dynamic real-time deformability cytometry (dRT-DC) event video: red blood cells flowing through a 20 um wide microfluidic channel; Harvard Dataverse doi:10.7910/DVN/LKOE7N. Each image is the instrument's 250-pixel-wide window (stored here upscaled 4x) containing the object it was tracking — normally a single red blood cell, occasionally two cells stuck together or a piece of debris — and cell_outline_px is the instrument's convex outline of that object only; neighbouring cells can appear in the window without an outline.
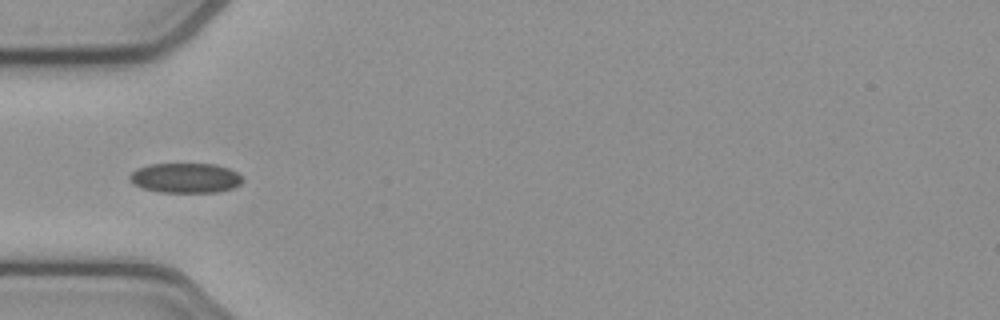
{"species": "common noctule bat (a hibernating species)", "species_latin": "Nyctalus noctula", "temperature_condition": "cold", "stored_images_in_passage": 37, "camera_frame_rate_fps": 3000, "um_per_image_px": 0.085, "animal": {"sex": "female", "body_mass_g": 21.9}, "frame": {"image": 1, "passage_image": 1, "time_ms": 0.0, "image_size_px": [1000, 320], "cell_outline_px": [[244, 180], [240, 184], [232, 188], [216, 192], [160, 192], [140, 188], [132, 184], [128, 180], [128, 176], [136, 168], [148, 164], [216, 164], [228, 168], [236, 172]], "centroid_in_image_um": [15.7, 15.12], "position_along_channel_um": 69.3, "area_um2": 19.83}}
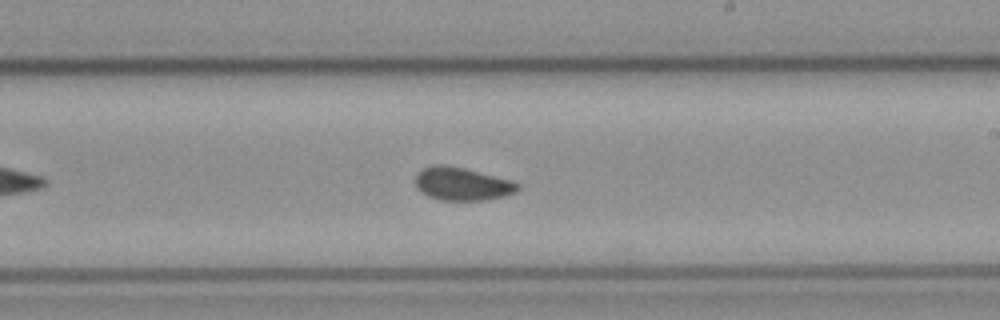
{"frame": {"image": 2, "passage_image": 15, "time_ms": 4.667, "image_size_px": [1000, 320], "cell_outline_px": [[520, 188], [516, 192], [504, 196], [484, 200], [440, 200], [428, 196], [420, 192], [416, 188], [416, 172], [432, 164], [444, 164], [464, 168], [512, 180], [520, 184]], "centroid_in_image_um": [39.27, 15.62], "position_along_channel_um": 249.7, "area_um2": 19.88}}
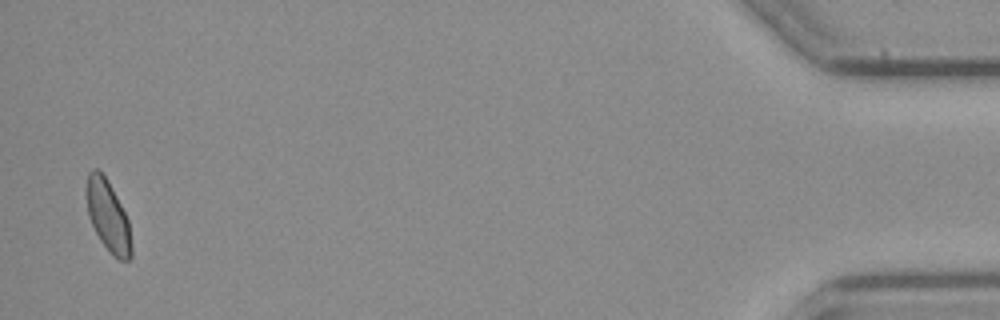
{"frame": {"image": 3, "passage_image": 36, "time_ms": 11.667, "image_size_px": [1000, 320], "cell_outline_px": [[132, 256], [128, 260], [120, 260], [100, 240], [88, 216], [84, 192], [88, 172], [92, 168], [96, 168], [108, 180], [128, 220], [132, 248]], "centroid_in_image_um": [9.14, 18.3], "position_along_channel_um": 426.1, "area_um2": 18.5}, "authors_computed_cell_mechanics": {"area_um2": 19.4208, "velocity_mm_per_s": 3.8467, "shape_relaxation_time_tau1_ms": null, "shape_relaxation_time_tau2_ms": 1.5437, "deformation_change_tau1": null, "deformation_change_tau2": 0.0428}}